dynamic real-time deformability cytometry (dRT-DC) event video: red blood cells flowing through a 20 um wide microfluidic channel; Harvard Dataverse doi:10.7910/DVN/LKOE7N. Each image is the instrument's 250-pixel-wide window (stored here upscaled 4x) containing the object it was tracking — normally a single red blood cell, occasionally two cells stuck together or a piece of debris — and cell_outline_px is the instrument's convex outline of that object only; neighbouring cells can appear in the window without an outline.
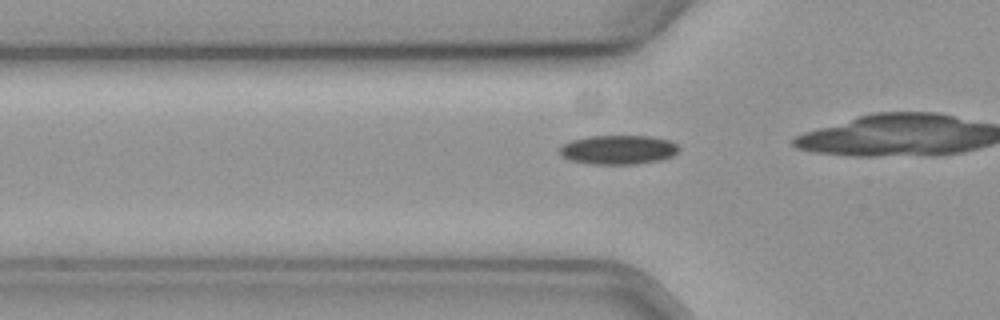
{"species": "common noctule bat (a hibernating species)", "species_latin": "Nyctalus noctula", "temperature_condition": "cold", "stored_images_in_passage": 18, "camera_frame_rate_fps": 3000, "um_per_image_px": 0.085, "animal": {"sex": "female", "body_mass_g": 19.3, "forearm_length_mm": 54.1}, "frame": {"image": 1, "passage_image": 16, "time_ms": 5.0, "image_size_px": [1000, 320], "cell_outline_px": [[680, 148], [672, 156], [656, 160], [636, 164], [592, 164], [568, 160], [560, 152], [560, 148], [564, 144], [572, 140], [588, 136], [648, 136], [668, 140], [676, 144]], "centroid_in_image_um": [52.53, 12.72], "position_along_channel_um": 73.3, "area_um2": 20.0}}